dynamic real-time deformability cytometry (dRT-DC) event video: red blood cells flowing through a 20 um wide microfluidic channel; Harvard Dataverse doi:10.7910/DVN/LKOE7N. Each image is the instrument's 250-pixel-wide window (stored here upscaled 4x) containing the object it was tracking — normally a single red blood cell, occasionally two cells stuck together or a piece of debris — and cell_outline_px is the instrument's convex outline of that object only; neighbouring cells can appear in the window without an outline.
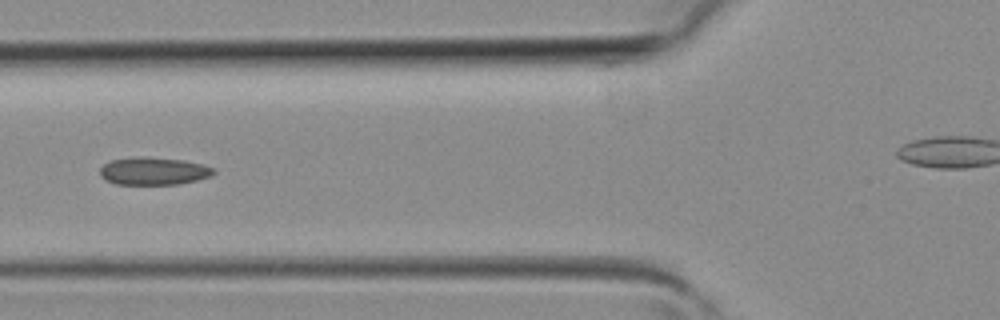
{"species": "common noctule bat (a hibernating species)", "species_latin": "Nyctalus noctula", "temperature_condition": "room temperature", "stored_images_in_passage": 6, "segment_of_instrument_passage": [1, 2], "camera_frame_rate_fps": 3000, "um_per_image_px": 0.085, "animal": {"sex": "female", "body_mass_g": 19.3, "forearm_length_mm": 54.1}, "frame": {"image": 1, "passage_image": 5, "time_ms": 1.333, "image_size_px": [1000, 320], "cell_outline_px": [[216, 172], [212, 176], [180, 184], [116, 184], [100, 176], [100, 168], [108, 160], [140, 156], [144, 156], [184, 160], [216, 168]], "centroid_in_image_um": [13.07, 14.53], "position_along_channel_um": 112.7, "area_um2": 18.44}}